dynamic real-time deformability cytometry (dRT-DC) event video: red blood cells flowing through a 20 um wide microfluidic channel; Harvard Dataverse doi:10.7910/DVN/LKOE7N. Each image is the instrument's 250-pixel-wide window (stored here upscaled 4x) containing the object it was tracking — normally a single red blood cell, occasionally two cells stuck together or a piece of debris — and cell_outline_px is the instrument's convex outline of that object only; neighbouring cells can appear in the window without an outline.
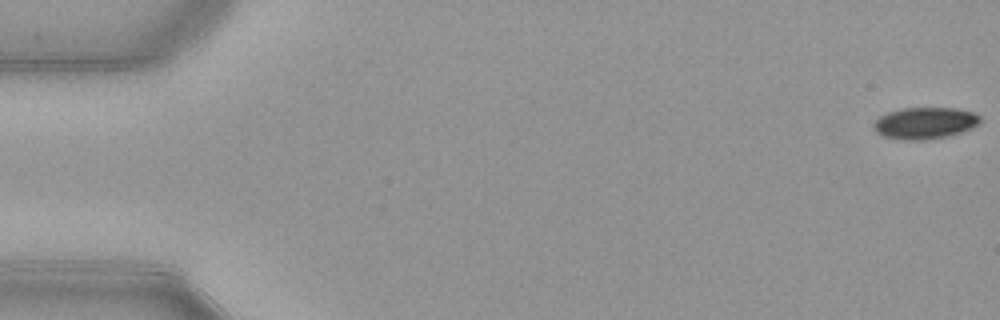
{"species": "common noctule bat (a hibernating species)", "species_latin": "Nyctalus noctula", "temperature_condition": "warm", "stored_images_in_passage": 53, "camera_frame_rate_fps": 3000, "um_per_image_px": 0.085, "animal": {"sex": "female", "body_mass_g": 21.9}, "frame": {"image": 1, "passage_image": 1, "time_ms": 0.0, "image_size_px": [1000, 320], "cell_outline_px": [[980, 124], [972, 128], [948, 136], [924, 140], [904, 140], [884, 136], [876, 132], [872, 128], [872, 124], [880, 116], [888, 112], [900, 108], [956, 108], [972, 112], [980, 116]], "centroid_in_image_um": [78.6, 10.46], "position_along_channel_um": 6.4, "area_um2": 19.71}}
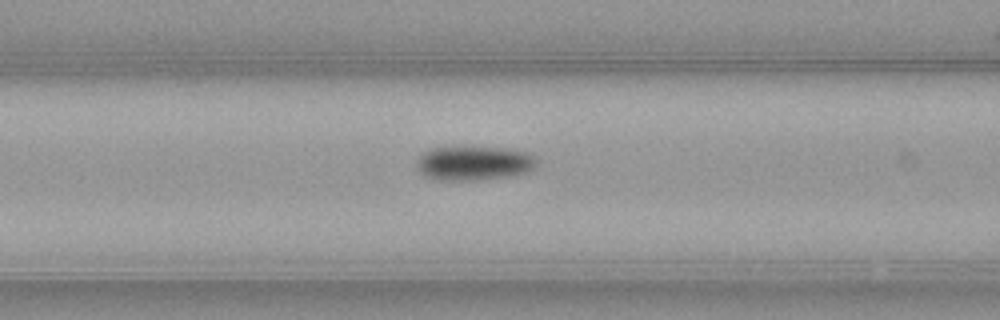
{"frame": {"image": 2, "passage_image": 22, "time_ms": 7.0, "image_size_px": [1000, 320], "cell_outline_px": [[536, 164], [528, 172], [512, 176], [484, 180], [436, 180], [424, 176], [416, 168], [416, 160], [424, 152], [432, 148], [452, 144], [504, 148], [524, 152], [536, 156]], "centroid_in_image_um": [40.23, 13.84], "position_along_channel_um": 126.4, "area_um2": 24.97}}
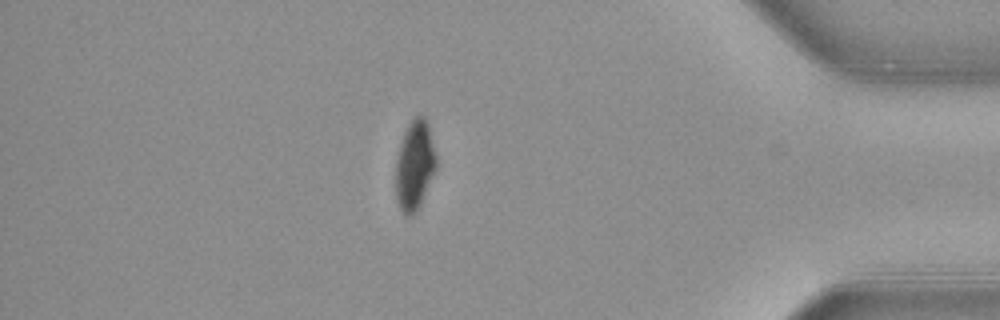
{"frame": {"image": 3, "passage_image": 46, "time_ms": 15.0, "image_size_px": [1000, 320], "cell_outline_px": [[436, 168], [420, 204], [416, 212], [408, 216], [404, 216], [396, 200], [396, 160], [400, 144], [404, 132], [408, 124], [416, 116], [424, 116], [428, 120], [436, 156]], "centroid_in_image_um": [35.24, 14.03], "position_along_channel_um": 400.0, "area_um2": 21.04}, "authors_computed_cell_mechanics": {"area_um2": 22.6576, "velocity_mm_per_s": 3.9143, "shape_relaxation_time_tau1_ms": 4.5678, "shape_relaxation_time_tau2_ms": null, "deformation_change_tau1": 0.1173, "deformation_change_tau2": null}}